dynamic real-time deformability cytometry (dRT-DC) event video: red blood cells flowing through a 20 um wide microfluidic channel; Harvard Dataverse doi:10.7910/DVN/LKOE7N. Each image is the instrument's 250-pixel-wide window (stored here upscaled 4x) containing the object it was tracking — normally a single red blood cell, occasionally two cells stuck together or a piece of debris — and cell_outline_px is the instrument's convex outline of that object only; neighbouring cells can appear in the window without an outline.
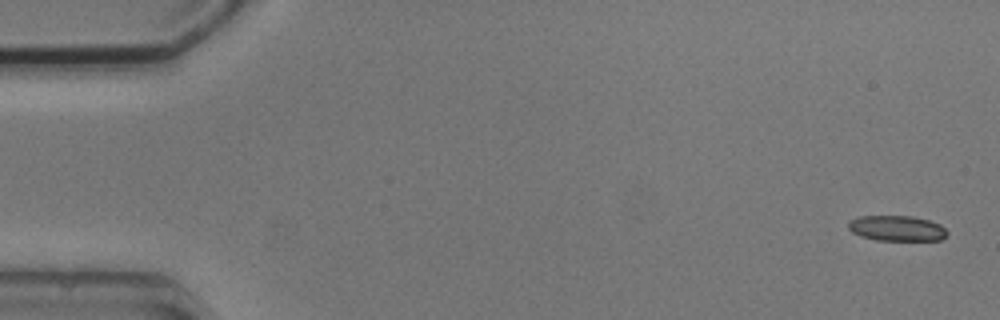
{"species": "common noctule bat (a hibernating species)", "species_latin": "Nyctalus noctula", "temperature_condition": "cold", "stored_images_in_passage": 5, "camera_frame_rate_fps": 3000, "um_per_image_px": 0.085, "animal": {"sex": "male", "body_mass_g": 20.5, "forearm_length_mm": 52.5}, "frame": {"image": 1, "passage_image": 1, "time_ms": 0.0, "image_size_px": [1000, 320], "cell_outline_px": [[948, 232], [940, 240], [876, 240], [860, 236], [852, 232], [848, 228], [848, 220], [860, 216], [912, 216], [928, 220], [940, 224]], "centroid_in_image_um": [76.19, 19.4], "position_along_channel_um": 8.8, "area_um2": 14.62}}
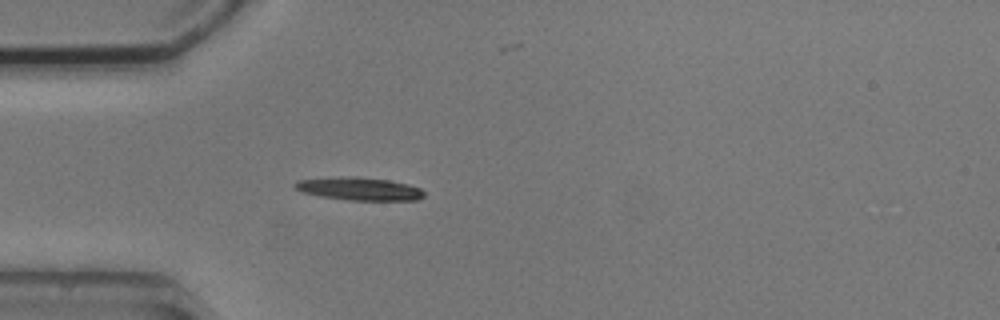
{"frame": {"image": 2, "passage_image": 5, "time_ms": 4.667, "image_size_px": [1000, 320], "cell_outline_px": [[424, 196], [416, 200], [348, 200], [320, 196], [300, 192], [292, 184], [300, 180], [352, 176], [356, 176], [388, 180], [408, 184], [420, 188], [424, 192]], "centroid_in_image_um": [30.54, 16.05], "position_along_channel_um": 54.5, "area_um2": 17.11}}